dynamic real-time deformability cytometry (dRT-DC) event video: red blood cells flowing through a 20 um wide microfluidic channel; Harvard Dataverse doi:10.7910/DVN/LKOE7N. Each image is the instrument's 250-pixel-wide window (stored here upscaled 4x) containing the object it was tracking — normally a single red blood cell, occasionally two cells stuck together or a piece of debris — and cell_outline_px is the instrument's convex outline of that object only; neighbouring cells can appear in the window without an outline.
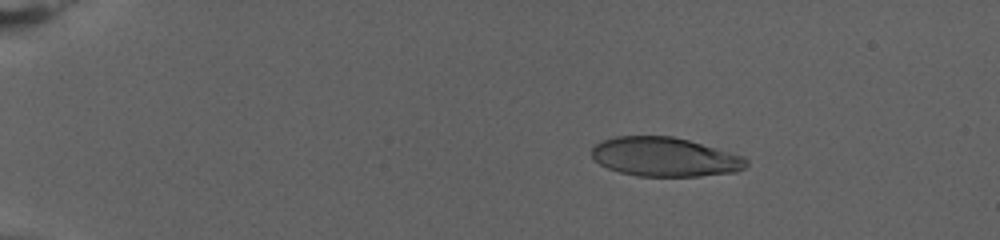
{"species": "human", "species_latin": "Homo sapiens", "temperature_condition": "warm", "stored_images_in_passage": 51, "camera_frame_rate_fps": 3000, "um_per_image_px": 0.085, "donor": {"sex": "female"}, "frame": {"image": 1, "passage_image": 9, "time_ms": 2.667, "image_size_px": [1000, 240], "cell_outline_px": [[748, 164], [744, 168], [736, 172], [700, 176], [636, 176], [620, 172], [608, 168], [600, 164], [592, 156], [592, 148], [596, 144], [604, 140], [616, 136], [672, 136], [688, 140], [740, 156], [748, 160]], "centroid_in_image_um": [56.48, 13.35], "position_along_channel_um": 28.5, "area_um2": 34.85}}
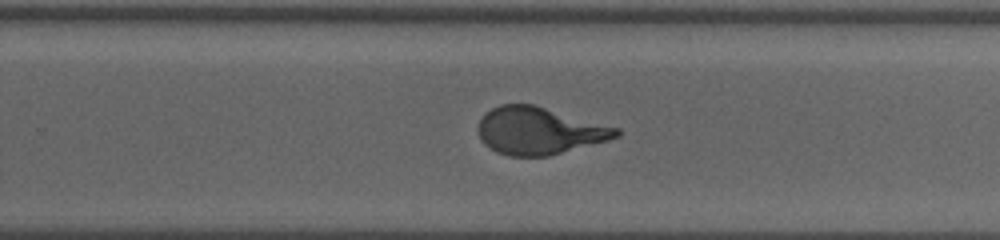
{"frame": {"image": 2, "passage_image": 33, "time_ms": 10.667, "image_size_px": [1000, 240], "cell_outline_px": [[620, 136], [608, 140], [548, 156], [508, 156], [496, 152], [484, 144], [480, 140], [476, 128], [484, 112], [500, 104], [532, 104], [620, 128]], "centroid_in_image_um": [45.79, 11.12], "position_along_channel_um": 284.0, "area_um2": 38.15}}
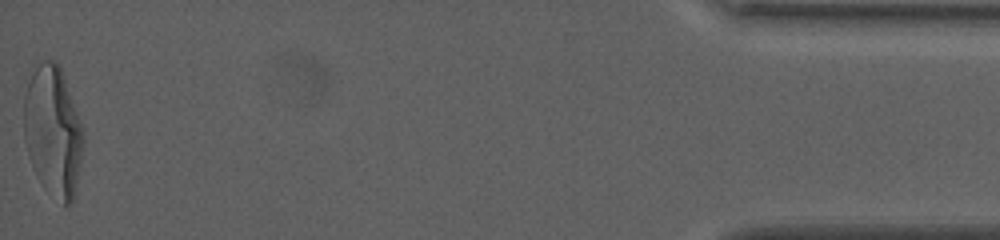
{"frame": {"image": 3, "passage_image": 51, "time_ms": 16.667, "image_size_px": [1000, 240], "cell_outline_px": [[84, 144], [72, 204], [64, 204], [32, 164], [28, 156], [24, 140], [24, 96], [32, 72], [44, 60], [56, 60], [60, 64], [80, 124], [84, 140]], "centroid_in_image_um": [4.5, 11.03], "position_along_channel_um": 430.7, "area_um2": 43.35}, "authors_computed_cell_mechanics": {"area_um2": 38.437, "velocity_mm_per_s": 4.1034, "shape_relaxation_time_tau1_ms": 3.6988, "shape_relaxation_time_tau2_ms": null, "deformation_change_tau1": 0.2583, "deformation_change_tau2": null}}